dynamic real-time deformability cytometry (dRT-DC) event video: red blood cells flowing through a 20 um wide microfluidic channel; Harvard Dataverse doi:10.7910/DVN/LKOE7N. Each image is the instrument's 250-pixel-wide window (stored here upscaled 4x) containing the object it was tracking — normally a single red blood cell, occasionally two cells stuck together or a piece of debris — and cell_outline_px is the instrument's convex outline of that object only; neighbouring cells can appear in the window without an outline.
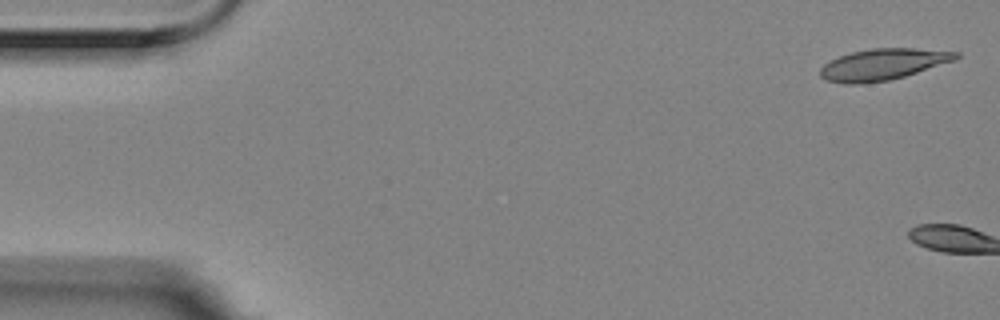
{"species": "Egyptian fruit bat (a non-hibernating species)", "species_latin": "Rousettus aegyptiacus", "temperature_condition": "room temperature", "stored_images_in_passage": 2, "camera_frame_rate_fps": 3000, "um_per_image_px": 0.085, "animal": {"sex": "female"}, "frame": {"image": 1, "passage_image": 1, "time_ms": 0.0, "image_size_px": [1000, 320], "cell_outline_px": [[960, 56], [956, 60], [904, 76], [888, 80], [860, 84], [844, 84], [824, 80], [820, 76], [820, 68], [824, 64], [840, 56], [852, 52], [872, 48], [916, 48], [960, 52]], "centroid_in_image_um": [75.05, 5.47], "position_along_channel_um": 10.0, "area_um2": 24.74}}